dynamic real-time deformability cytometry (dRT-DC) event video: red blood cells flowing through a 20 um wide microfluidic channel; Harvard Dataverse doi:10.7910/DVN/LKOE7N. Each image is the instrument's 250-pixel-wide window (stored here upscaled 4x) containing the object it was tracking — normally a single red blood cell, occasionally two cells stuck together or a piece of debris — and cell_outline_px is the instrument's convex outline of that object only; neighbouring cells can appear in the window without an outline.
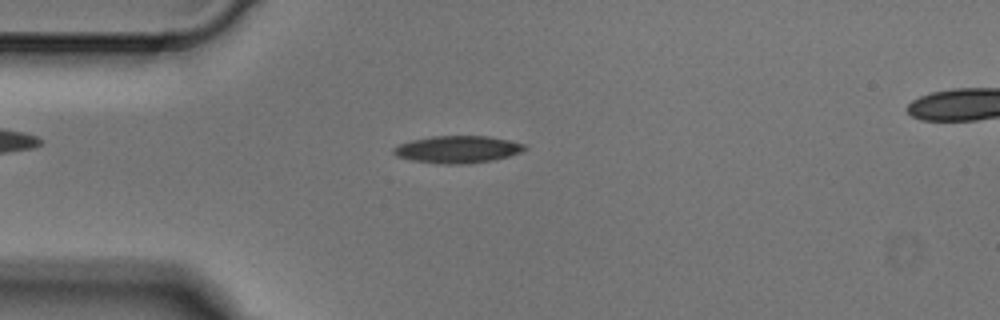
{"species": "Egyptian fruit bat (a non-hibernating species)", "species_latin": "Rousettus aegyptiacus", "temperature_condition": "cold", "stored_images_in_passage": 2, "camera_frame_rate_fps": 3000, "um_per_image_px": 0.085, "animal": {"sex": "male"}, "frame": {"image": 1, "passage_image": 2, "time_ms": 0.333, "image_size_px": [1000, 320], "cell_outline_px": [[528, 148], [520, 152], [508, 156], [492, 160], [464, 164], [448, 164], [412, 160], [396, 156], [392, 152], [392, 148], [400, 144], [412, 140], [432, 136], [488, 136], [528, 144]], "centroid_in_image_um": [38.92, 12.69], "position_along_channel_um": 46.1, "area_um2": 20.69}}